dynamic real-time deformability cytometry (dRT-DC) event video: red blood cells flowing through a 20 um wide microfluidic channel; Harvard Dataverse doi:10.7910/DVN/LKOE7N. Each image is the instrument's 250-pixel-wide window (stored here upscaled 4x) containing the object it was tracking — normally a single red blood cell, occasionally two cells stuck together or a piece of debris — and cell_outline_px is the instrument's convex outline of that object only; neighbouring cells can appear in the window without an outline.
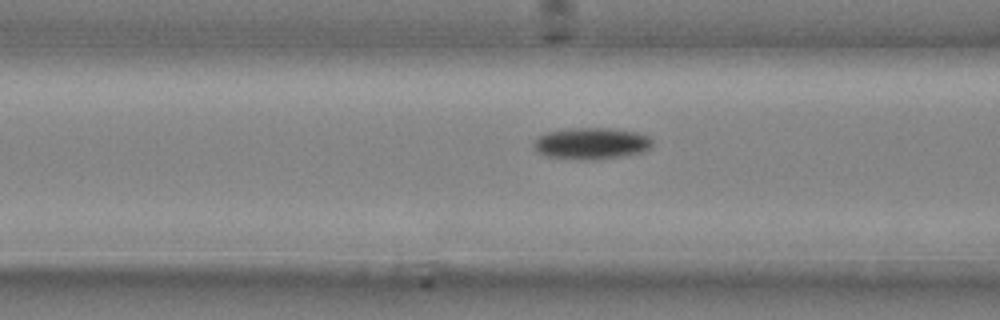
{"species": "common noctule bat (a hibernating species)", "species_latin": "Nyctalus noctula", "temperature_condition": "cold", "stored_images_in_passage": 16, "camera_frame_rate_fps": 3000, "um_per_image_px": 0.085, "animal": {"sex": "male", "body_mass_g": 20.4}, "frame": {"image": 1, "passage_image": 14, "time_ms": 4.333, "image_size_px": [1000, 320], "cell_outline_px": [[652, 148], [644, 152], [596, 160], [580, 160], [548, 156], [536, 152], [532, 144], [544, 132], [564, 128], [608, 128], [636, 132], [648, 136], [652, 140]], "centroid_in_image_um": [50.25, 12.19], "position_along_channel_um": 116.3, "area_um2": 22.08}}